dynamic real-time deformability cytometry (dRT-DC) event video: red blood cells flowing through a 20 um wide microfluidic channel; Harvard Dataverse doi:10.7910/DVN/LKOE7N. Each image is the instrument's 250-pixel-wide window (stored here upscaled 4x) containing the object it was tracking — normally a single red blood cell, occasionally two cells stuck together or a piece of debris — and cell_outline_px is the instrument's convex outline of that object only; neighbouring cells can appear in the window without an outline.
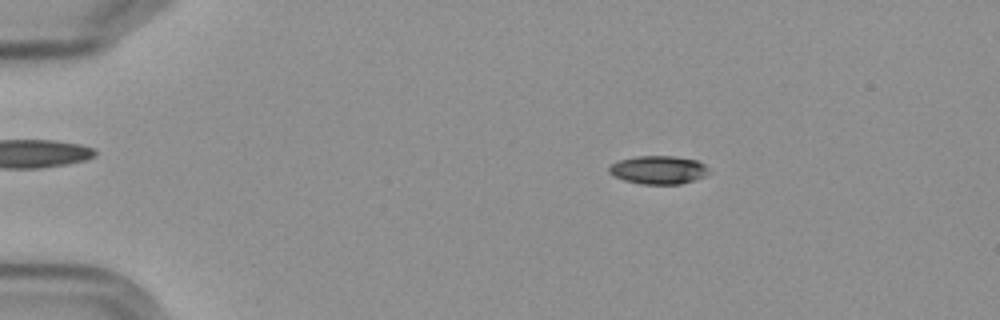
{"species": "Egyptian fruit bat (a non-hibernating species)", "species_latin": "Rousettus aegyptiacus", "temperature_condition": "cold", "stored_images_in_passage": 6, "camera_frame_rate_fps": 3000, "um_per_image_px": 0.085, "frame": {"image": 1, "passage_image": 3, "time_ms": 3.333, "image_size_px": [1000, 320], "cell_outline_px": [[712, 172], [704, 176], [680, 184], [640, 184], [624, 180], [608, 172], [608, 168], [612, 164], [620, 160], [636, 156], [676, 156], [696, 160], [704, 164]], "centroid_in_image_um": [55.99, 14.44], "position_along_channel_um": 29.0, "area_um2": 16.42}}
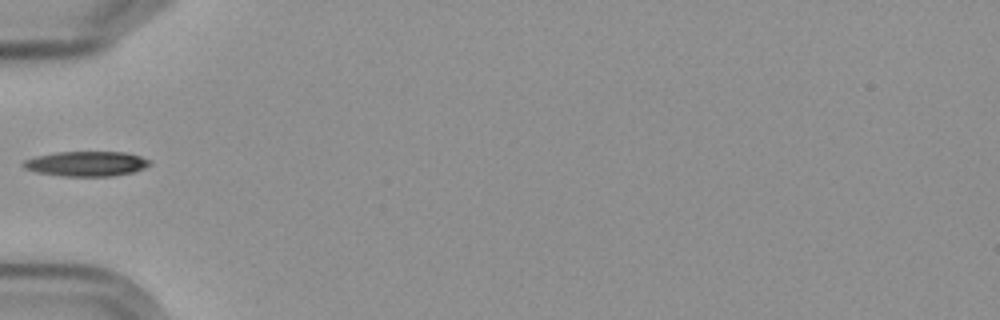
{"frame": {"image": 2, "passage_image": 6, "time_ms": 6.667, "image_size_px": [1000, 320], "cell_outline_px": [[152, 164], [144, 168], [132, 172], [112, 176], [60, 176], [36, 172], [24, 168], [20, 164], [24, 160], [36, 156], [56, 152], [124, 152], [140, 156], [148, 160]], "centroid_in_image_um": [7.3, 13.92], "position_along_channel_um": 77.7, "area_um2": 18.38}}